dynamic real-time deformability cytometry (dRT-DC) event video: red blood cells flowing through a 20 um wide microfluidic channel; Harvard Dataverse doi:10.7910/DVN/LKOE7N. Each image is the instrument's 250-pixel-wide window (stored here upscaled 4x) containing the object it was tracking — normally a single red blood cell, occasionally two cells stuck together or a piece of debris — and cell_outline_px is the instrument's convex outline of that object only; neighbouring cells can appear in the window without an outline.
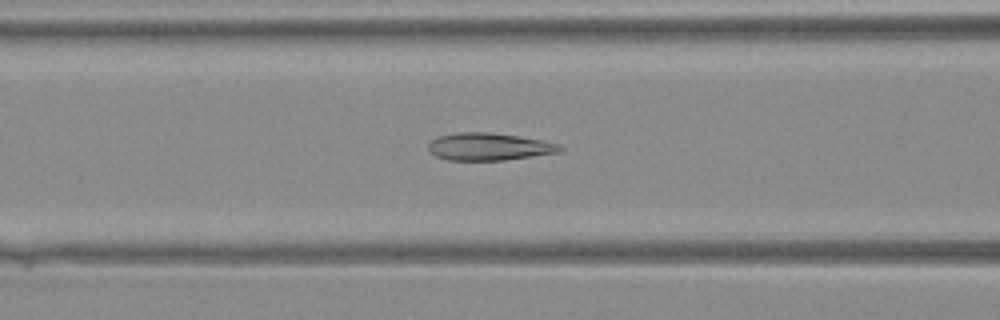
{"species": "Egyptian fruit bat (a non-hibernating species)", "species_latin": "Rousettus aegyptiacus", "temperature_condition": "warm", "stored_images_in_passage": 28, "camera_frame_rate_fps": 3000, "um_per_image_px": 0.085, "animal": {"sex": "female"}, "frame": {"image": 1, "passage_image": 4, "time_ms": 1.0, "image_size_px": [1000, 320], "cell_outline_px": [[564, 148], [560, 152], [504, 160], [448, 160], [436, 156], [428, 148], [428, 144], [432, 140], [440, 136], [460, 132], [488, 132], [516, 136], [540, 140], [560, 144]], "centroid_in_image_um": [41.57, 12.47], "position_along_channel_um": 125.0, "area_um2": 20.75}}
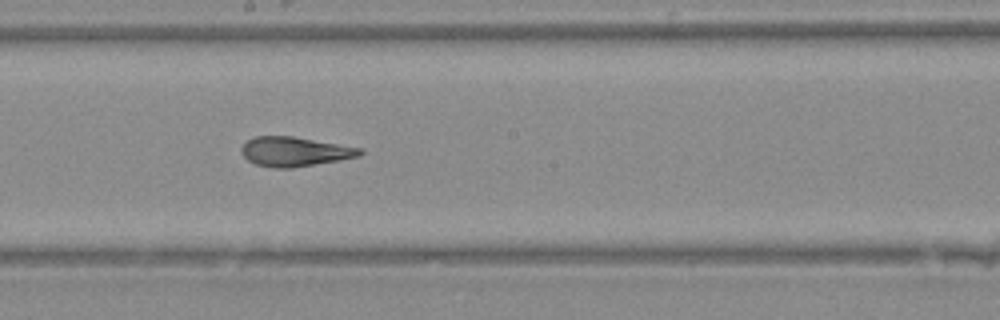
{"frame": {"image": 2, "passage_image": 10, "time_ms": 3.0, "image_size_px": [1000, 320], "cell_outline_px": [[364, 152], [360, 156], [292, 168], [272, 168], [256, 164], [248, 160], [240, 152], [240, 148], [248, 140], [256, 136], [292, 136], [360, 148]], "centroid_in_image_um": [25.01, 12.89], "position_along_channel_um": 223.2, "area_um2": 20.11}}
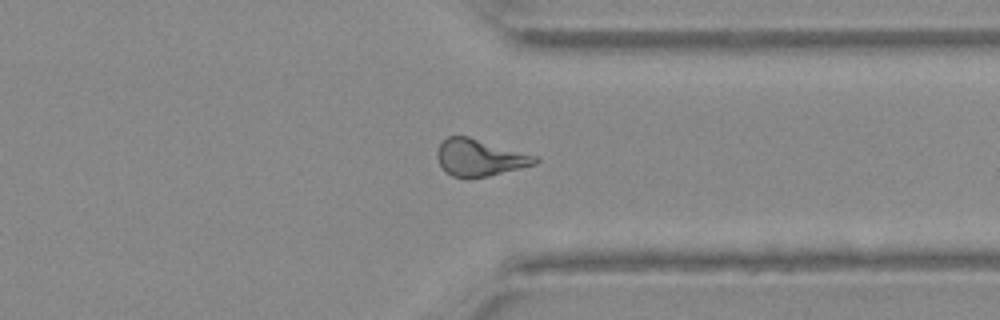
{"frame": {"image": 3, "passage_image": 19, "time_ms": 6.0, "image_size_px": [1000, 320], "cell_outline_px": [[540, 160], [536, 164], [488, 176], [452, 176], [444, 172], [436, 156], [436, 152], [440, 144], [448, 136], [468, 136], [536, 156]], "centroid_in_image_um": [40.75, 13.38], "position_along_channel_um": 370.6, "area_um2": 20.63}}